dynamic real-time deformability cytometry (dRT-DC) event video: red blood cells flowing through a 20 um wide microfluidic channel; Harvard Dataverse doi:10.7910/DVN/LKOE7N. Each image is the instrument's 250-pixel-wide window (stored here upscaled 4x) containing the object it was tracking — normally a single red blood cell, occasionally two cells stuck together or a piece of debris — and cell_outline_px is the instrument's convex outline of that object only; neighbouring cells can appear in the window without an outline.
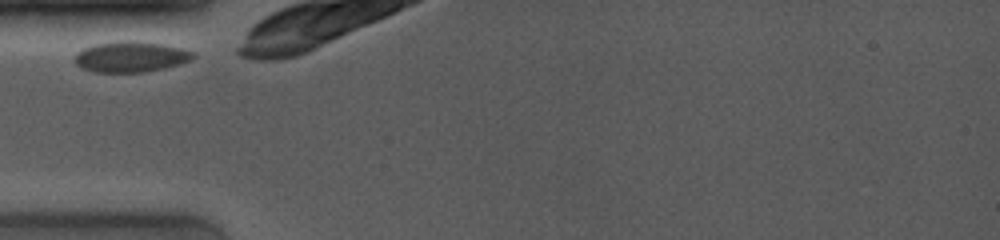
{"species": "common noctule bat (a hibernating species)", "species_latin": "Nyctalus noctula", "temperature_condition": "room temperature", "stored_images_in_passage": 21, "camera_frame_rate_fps": 4000, "um_per_image_px": 0.085, "animal": {"sex": "female", "body_mass_g": 19.0, "forearm_length_mm": 53.3}, "frame": {"image": 1, "passage_image": 1, "time_ms": 0.0, "image_size_px": [1000, 240], "cell_outline_px": [[196, 56], [188, 60], [164, 68], [144, 72], [92, 72], [76, 64], [76, 56], [84, 48], [96, 44], [128, 40], [132, 40], [164, 44], [196, 52]], "centroid_in_image_um": [11.14, 4.82], "position_along_channel_um": 73.9, "area_um2": 20.81}}